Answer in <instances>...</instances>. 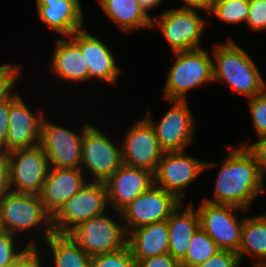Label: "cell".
<instances>
[{"instance_id": "1", "label": "cell", "mask_w": 266, "mask_h": 267, "mask_svg": "<svg viewBox=\"0 0 266 267\" xmlns=\"http://www.w3.org/2000/svg\"><path fill=\"white\" fill-rule=\"evenodd\" d=\"M228 154L218 168L211 198L213 204L232 205L249 210L265 187L257 161L245 146L227 145Z\"/></svg>"}, {"instance_id": "2", "label": "cell", "mask_w": 266, "mask_h": 267, "mask_svg": "<svg viewBox=\"0 0 266 267\" xmlns=\"http://www.w3.org/2000/svg\"><path fill=\"white\" fill-rule=\"evenodd\" d=\"M212 51L213 81L225 82L231 90L246 98L261 94L266 82L255 60L232 39L217 43Z\"/></svg>"}, {"instance_id": "3", "label": "cell", "mask_w": 266, "mask_h": 267, "mask_svg": "<svg viewBox=\"0 0 266 267\" xmlns=\"http://www.w3.org/2000/svg\"><path fill=\"white\" fill-rule=\"evenodd\" d=\"M174 55L176 58L164 82V99L186 101L190 89L214 83L212 58L206 49L176 52Z\"/></svg>"}, {"instance_id": "4", "label": "cell", "mask_w": 266, "mask_h": 267, "mask_svg": "<svg viewBox=\"0 0 266 267\" xmlns=\"http://www.w3.org/2000/svg\"><path fill=\"white\" fill-rule=\"evenodd\" d=\"M0 222L4 231L17 237L30 229L41 230L44 240L53 233L52 217L39 195L9 191L0 199Z\"/></svg>"}, {"instance_id": "5", "label": "cell", "mask_w": 266, "mask_h": 267, "mask_svg": "<svg viewBox=\"0 0 266 267\" xmlns=\"http://www.w3.org/2000/svg\"><path fill=\"white\" fill-rule=\"evenodd\" d=\"M198 11L199 9L179 6L162 11L157 21L152 18L151 28L160 29L174 53L200 49L201 38L208 22Z\"/></svg>"}, {"instance_id": "6", "label": "cell", "mask_w": 266, "mask_h": 267, "mask_svg": "<svg viewBox=\"0 0 266 267\" xmlns=\"http://www.w3.org/2000/svg\"><path fill=\"white\" fill-rule=\"evenodd\" d=\"M103 132L93 124L83 132L81 170L93 182H105L123 164L121 145Z\"/></svg>"}, {"instance_id": "7", "label": "cell", "mask_w": 266, "mask_h": 267, "mask_svg": "<svg viewBox=\"0 0 266 267\" xmlns=\"http://www.w3.org/2000/svg\"><path fill=\"white\" fill-rule=\"evenodd\" d=\"M109 210L104 182L88 181L52 217L54 233L69 234L75 227Z\"/></svg>"}, {"instance_id": "8", "label": "cell", "mask_w": 266, "mask_h": 267, "mask_svg": "<svg viewBox=\"0 0 266 267\" xmlns=\"http://www.w3.org/2000/svg\"><path fill=\"white\" fill-rule=\"evenodd\" d=\"M107 212L82 222L69 233L90 257L114 252L127 245V233L120 212H117V221Z\"/></svg>"}, {"instance_id": "9", "label": "cell", "mask_w": 266, "mask_h": 267, "mask_svg": "<svg viewBox=\"0 0 266 267\" xmlns=\"http://www.w3.org/2000/svg\"><path fill=\"white\" fill-rule=\"evenodd\" d=\"M185 151L164 152L153 174L154 185L174 194L181 202H184L185 188L202 173L217 165L216 162L196 159Z\"/></svg>"}, {"instance_id": "10", "label": "cell", "mask_w": 266, "mask_h": 267, "mask_svg": "<svg viewBox=\"0 0 266 267\" xmlns=\"http://www.w3.org/2000/svg\"><path fill=\"white\" fill-rule=\"evenodd\" d=\"M44 117L39 146L45 153L51 168L81 169L82 138L91 123H84L80 133L51 123Z\"/></svg>"}, {"instance_id": "11", "label": "cell", "mask_w": 266, "mask_h": 267, "mask_svg": "<svg viewBox=\"0 0 266 267\" xmlns=\"http://www.w3.org/2000/svg\"><path fill=\"white\" fill-rule=\"evenodd\" d=\"M201 202L196 208L200 228L213 239L220 250L238 253L244 218L239 219L236 212L241 210L248 212V210L232 205L213 204L204 200Z\"/></svg>"}, {"instance_id": "12", "label": "cell", "mask_w": 266, "mask_h": 267, "mask_svg": "<svg viewBox=\"0 0 266 267\" xmlns=\"http://www.w3.org/2000/svg\"><path fill=\"white\" fill-rule=\"evenodd\" d=\"M169 102L173 104L160 120H153L150 110L144 118L153 127L157 140L165 152L183 151L194 142L196 120L187 100Z\"/></svg>"}, {"instance_id": "13", "label": "cell", "mask_w": 266, "mask_h": 267, "mask_svg": "<svg viewBox=\"0 0 266 267\" xmlns=\"http://www.w3.org/2000/svg\"><path fill=\"white\" fill-rule=\"evenodd\" d=\"M7 154L10 191L39 195L50 169L47 157L39 145L15 149Z\"/></svg>"}, {"instance_id": "14", "label": "cell", "mask_w": 266, "mask_h": 267, "mask_svg": "<svg viewBox=\"0 0 266 267\" xmlns=\"http://www.w3.org/2000/svg\"><path fill=\"white\" fill-rule=\"evenodd\" d=\"M182 202L154 184L120 211L126 233L135 228L166 221Z\"/></svg>"}, {"instance_id": "15", "label": "cell", "mask_w": 266, "mask_h": 267, "mask_svg": "<svg viewBox=\"0 0 266 267\" xmlns=\"http://www.w3.org/2000/svg\"><path fill=\"white\" fill-rule=\"evenodd\" d=\"M134 123L121 139L122 162L154 174L165 151L145 118Z\"/></svg>"}, {"instance_id": "16", "label": "cell", "mask_w": 266, "mask_h": 267, "mask_svg": "<svg viewBox=\"0 0 266 267\" xmlns=\"http://www.w3.org/2000/svg\"><path fill=\"white\" fill-rule=\"evenodd\" d=\"M108 205L120 212L154 184L153 173L146 169L122 164L105 182Z\"/></svg>"}, {"instance_id": "17", "label": "cell", "mask_w": 266, "mask_h": 267, "mask_svg": "<svg viewBox=\"0 0 266 267\" xmlns=\"http://www.w3.org/2000/svg\"><path fill=\"white\" fill-rule=\"evenodd\" d=\"M84 29L78 30L70 37L80 46L88 65L89 81L98 79L116 85L122 70L117 66L113 51L103 41Z\"/></svg>"}, {"instance_id": "18", "label": "cell", "mask_w": 266, "mask_h": 267, "mask_svg": "<svg viewBox=\"0 0 266 267\" xmlns=\"http://www.w3.org/2000/svg\"><path fill=\"white\" fill-rule=\"evenodd\" d=\"M42 109L32 112L19 96L9 110L8 131L6 137V153L39 145L42 121L45 117Z\"/></svg>"}, {"instance_id": "19", "label": "cell", "mask_w": 266, "mask_h": 267, "mask_svg": "<svg viewBox=\"0 0 266 267\" xmlns=\"http://www.w3.org/2000/svg\"><path fill=\"white\" fill-rule=\"evenodd\" d=\"M88 181L81 169L50 167L39 194L45 210L53 217Z\"/></svg>"}, {"instance_id": "20", "label": "cell", "mask_w": 266, "mask_h": 267, "mask_svg": "<svg viewBox=\"0 0 266 267\" xmlns=\"http://www.w3.org/2000/svg\"><path fill=\"white\" fill-rule=\"evenodd\" d=\"M39 19L49 28L69 37L85 28L80 0H36Z\"/></svg>"}, {"instance_id": "21", "label": "cell", "mask_w": 266, "mask_h": 267, "mask_svg": "<svg viewBox=\"0 0 266 267\" xmlns=\"http://www.w3.org/2000/svg\"><path fill=\"white\" fill-rule=\"evenodd\" d=\"M57 38L51 58V70L62 80L71 82L89 81L88 65L80 46L69 36ZM69 38V39H68Z\"/></svg>"}, {"instance_id": "22", "label": "cell", "mask_w": 266, "mask_h": 267, "mask_svg": "<svg viewBox=\"0 0 266 267\" xmlns=\"http://www.w3.org/2000/svg\"><path fill=\"white\" fill-rule=\"evenodd\" d=\"M192 203L183 202L169 216L167 226L169 230V254L179 263L185 258L192 235L200 228L197 209Z\"/></svg>"}, {"instance_id": "23", "label": "cell", "mask_w": 266, "mask_h": 267, "mask_svg": "<svg viewBox=\"0 0 266 267\" xmlns=\"http://www.w3.org/2000/svg\"><path fill=\"white\" fill-rule=\"evenodd\" d=\"M127 246L135 262L155 255L169 253L167 221H160L130 230L127 233Z\"/></svg>"}, {"instance_id": "24", "label": "cell", "mask_w": 266, "mask_h": 267, "mask_svg": "<svg viewBox=\"0 0 266 267\" xmlns=\"http://www.w3.org/2000/svg\"><path fill=\"white\" fill-rule=\"evenodd\" d=\"M102 11L122 32L151 29L152 17L140 7L137 0H98Z\"/></svg>"}, {"instance_id": "25", "label": "cell", "mask_w": 266, "mask_h": 267, "mask_svg": "<svg viewBox=\"0 0 266 267\" xmlns=\"http://www.w3.org/2000/svg\"><path fill=\"white\" fill-rule=\"evenodd\" d=\"M53 267H90L91 257L69 234L52 233L44 240ZM52 256V257H51Z\"/></svg>"}, {"instance_id": "26", "label": "cell", "mask_w": 266, "mask_h": 267, "mask_svg": "<svg viewBox=\"0 0 266 267\" xmlns=\"http://www.w3.org/2000/svg\"><path fill=\"white\" fill-rule=\"evenodd\" d=\"M240 261L246 255L260 263L266 261V214L244 217L241 245L238 250ZM259 258V259H258Z\"/></svg>"}, {"instance_id": "27", "label": "cell", "mask_w": 266, "mask_h": 267, "mask_svg": "<svg viewBox=\"0 0 266 267\" xmlns=\"http://www.w3.org/2000/svg\"><path fill=\"white\" fill-rule=\"evenodd\" d=\"M213 239L199 228L190 239L185 258L180 262V267H196L219 251Z\"/></svg>"}, {"instance_id": "28", "label": "cell", "mask_w": 266, "mask_h": 267, "mask_svg": "<svg viewBox=\"0 0 266 267\" xmlns=\"http://www.w3.org/2000/svg\"><path fill=\"white\" fill-rule=\"evenodd\" d=\"M249 12V0H216L208 14H212L225 23H246Z\"/></svg>"}, {"instance_id": "29", "label": "cell", "mask_w": 266, "mask_h": 267, "mask_svg": "<svg viewBox=\"0 0 266 267\" xmlns=\"http://www.w3.org/2000/svg\"><path fill=\"white\" fill-rule=\"evenodd\" d=\"M90 267H136V262L126 245L120 250L91 257Z\"/></svg>"}, {"instance_id": "30", "label": "cell", "mask_w": 266, "mask_h": 267, "mask_svg": "<svg viewBox=\"0 0 266 267\" xmlns=\"http://www.w3.org/2000/svg\"><path fill=\"white\" fill-rule=\"evenodd\" d=\"M36 238L33 237L32 240L27 245H23L25 247L22 248V245L19 246L17 236L10 234L7 231H3L0 233V267H3L11 262H13L16 258H18L28 246H37L35 244ZM18 243V244H17ZM18 246V247H17Z\"/></svg>"}, {"instance_id": "31", "label": "cell", "mask_w": 266, "mask_h": 267, "mask_svg": "<svg viewBox=\"0 0 266 267\" xmlns=\"http://www.w3.org/2000/svg\"><path fill=\"white\" fill-rule=\"evenodd\" d=\"M247 100L252 127L256 131V136L266 135V89L261 94Z\"/></svg>"}, {"instance_id": "32", "label": "cell", "mask_w": 266, "mask_h": 267, "mask_svg": "<svg viewBox=\"0 0 266 267\" xmlns=\"http://www.w3.org/2000/svg\"><path fill=\"white\" fill-rule=\"evenodd\" d=\"M19 77H21V66L17 63L0 65V102L14 94L13 89L18 84Z\"/></svg>"}, {"instance_id": "33", "label": "cell", "mask_w": 266, "mask_h": 267, "mask_svg": "<svg viewBox=\"0 0 266 267\" xmlns=\"http://www.w3.org/2000/svg\"><path fill=\"white\" fill-rule=\"evenodd\" d=\"M246 24L256 32L266 30V0H249Z\"/></svg>"}, {"instance_id": "34", "label": "cell", "mask_w": 266, "mask_h": 267, "mask_svg": "<svg viewBox=\"0 0 266 267\" xmlns=\"http://www.w3.org/2000/svg\"><path fill=\"white\" fill-rule=\"evenodd\" d=\"M242 262L236 252L228 250H219L204 263L196 267H240Z\"/></svg>"}, {"instance_id": "35", "label": "cell", "mask_w": 266, "mask_h": 267, "mask_svg": "<svg viewBox=\"0 0 266 267\" xmlns=\"http://www.w3.org/2000/svg\"><path fill=\"white\" fill-rule=\"evenodd\" d=\"M37 246H28L27 249L13 262L3 267H43L44 260Z\"/></svg>"}, {"instance_id": "36", "label": "cell", "mask_w": 266, "mask_h": 267, "mask_svg": "<svg viewBox=\"0 0 266 267\" xmlns=\"http://www.w3.org/2000/svg\"><path fill=\"white\" fill-rule=\"evenodd\" d=\"M14 90V94L6 100L0 102V152L6 153V137L9 122L10 105L19 97Z\"/></svg>"}, {"instance_id": "37", "label": "cell", "mask_w": 266, "mask_h": 267, "mask_svg": "<svg viewBox=\"0 0 266 267\" xmlns=\"http://www.w3.org/2000/svg\"><path fill=\"white\" fill-rule=\"evenodd\" d=\"M239 145L245 146L253 154L262 177H266V135L257 137V141L253 143L245 142Z\"/></svg>"}, {"instance_id": "38", "label": "cell", "mask_w": 266, "mask_h": 267, "mask_svg": "<svg viewBox=\"0 0 266 267\" xmlns=\"http://www.w3.org/2000/svg\"><path fill=\"white\" fill-rule=\"evenodd\" d=\"M136 267H180V263L169 253H164L139 260Z\"/></svg>"}, {"instance_id": "39", "label": "cell", "mask_w": 266, "mask_h": 267, "mask_svg": "<svg viewBox=\"0 0 266 267\" xmlns=\"http://www.w3.org/2000/svg\"><path fill=\"white\" fill-rule=\"evenodd\" d=\"M10 191L7 154L0 152V199Z\"/></svg>"}, {"instance_id": "40", "label": "cell", "mask_w": 266, "mask_h": 267, "mask_svg": "<svg viewBox=\"0 0 266 267\" xmlns=\"http://www.w3.org/2000/svg\"><path fill=\"white\" fill-rule=\"evenodd\" d=\"M180 1V0H179ZM183 5L182 8H194L199 9L200 11L208 13L209 10L213 7L216 0H181Z\"/></svg>"}, {"instance_id": "41", "label": "cell", "mask_w": 266, "mask_h": 267, "mask_svg": "<svg viewBox=\"0 0 266 267\" xmlns=\"http://www.w3.org/2000/svg\"><path fill=\"white\" fill-rule=\"evenodd\" d=\"M140 7L145 11V13L151 17V15H149V11H153V9L157 6H159L163 0H137Z\"/></svg>"}, {"instance_id": "42", "label": "cell", "mask_w": 266, "mask_h": 267, "mask_svg": "<svg viewBox=\"0 0 266 267\" xmlns=\"http://www.w3.org/2000/svg\"><path fill=\"white\" fill-rule=\"evenodd\" d=\"M252 267H266V261L260 262V263H254Z\"/></svg>"}, {"instance_id": "43", "label": "cell", "mask_w": 266, "mask_h": 267, "mask_svg": "<svg viewBox=\"0 0 266 267\" xmlns=\"http://www.w3.org/2000/svg\"><path fill=\"white\" fill-rule=\"evenodd\" d=\"M4 230L2 228L1 222H0V233H2Z\"/></svg>"}]
</instances>
